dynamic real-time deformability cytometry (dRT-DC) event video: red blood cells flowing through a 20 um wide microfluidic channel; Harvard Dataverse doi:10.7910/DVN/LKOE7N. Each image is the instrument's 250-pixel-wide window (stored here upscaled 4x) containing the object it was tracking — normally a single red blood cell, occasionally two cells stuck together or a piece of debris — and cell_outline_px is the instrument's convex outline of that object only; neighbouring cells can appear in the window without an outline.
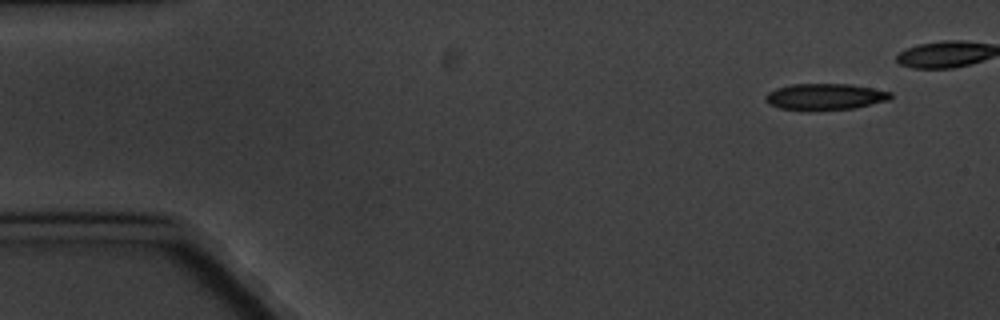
{"species": "common noctule bat (a hibernating species)", "species_latin": "Nyctalus noctula", "temperature_condition": "cold", "stored_images_in_passage": 17, "camera_frame_rate_fps": 3000, "um_per_image_px": 0.085, "animal": {"sex": "male", "body_mass_g": 20.1, "forearm_length_mm": 53.5}, "frame": {"image": 1, "passage_image": 1, "time_ms": 0.0, "image_size_px": [1000, 320], "cell_outline_px": [[892, 96], [888, 100], [856, 108], [816, 112], [804, 112], [780, 108], [768, 104], [764, 100], [764, 96], [768, 92], [776, 88], [792, 84], [852, 84], [892, 92]], "centroid_in_image_um": [70.08, 8.25], "position_along_channel_um": 14.9, "area_um2": 19.88}}
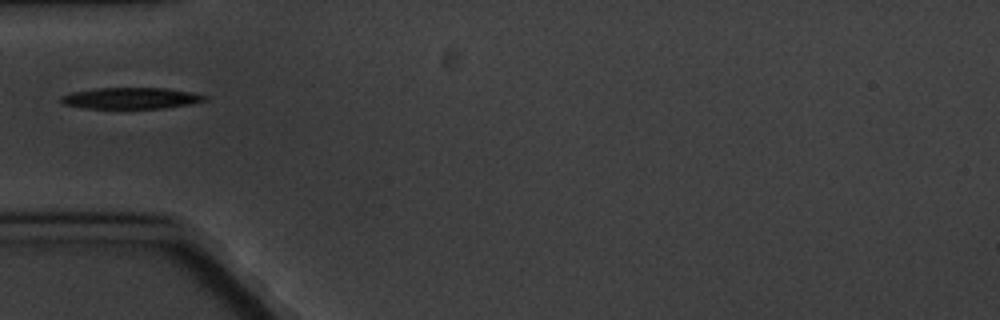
{"frame": {"image": 2, "passage_image": 6, "time_ms": 6.667, "image_size_px": [1000, 320], "cell_outline_px": [[204, 100], [188, 104], [164, 108], [84, 108], [64, 104], [60, 100], [60, 96], [72, 92], [96, 88], [168, 88], [192, 92], [204, 96]], "centroid_in_image_um": [11.07, 8.34], "position_along_channel_um": 73.9, "area_um2": 17.57}, "authors_computed_cell_mechanics": {"area_um2": 18.1492, "velocity_mm_per_s": 3.2691, "shape_relaxation_time_tau1_ms": 2.4441, "shape_relaxation_time_tau2_ms": null, "deformation_change_tau1": 0.1409, "deformation_change_tau2": null}}